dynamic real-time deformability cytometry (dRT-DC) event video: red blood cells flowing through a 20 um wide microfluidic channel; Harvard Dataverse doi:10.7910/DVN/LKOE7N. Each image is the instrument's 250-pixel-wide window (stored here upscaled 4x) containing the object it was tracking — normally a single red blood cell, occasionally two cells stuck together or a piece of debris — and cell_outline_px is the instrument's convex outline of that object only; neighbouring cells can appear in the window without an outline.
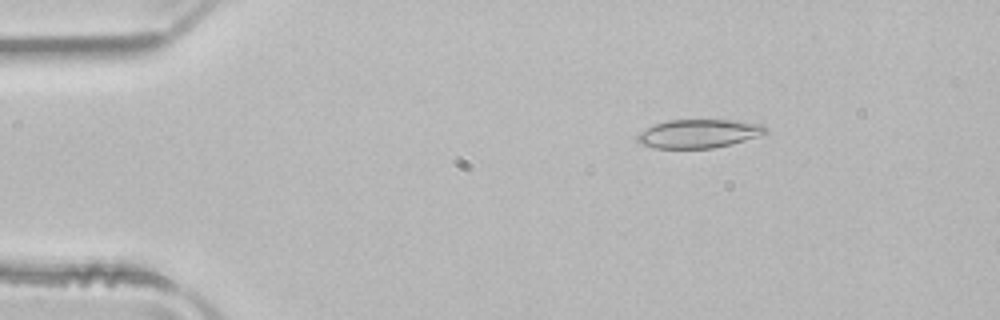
{"species": "common noctule bat (a hibernating species)", "species_latin": "Nyctalus noctula", "temperature_condition": "room temperature", "stored_images_in_passage": 50, "camera_frame_rate_fps": 3000, "um_per_image_px": 0.085, "animal": {"sex": "male", "body_mass_g": 21.5, "forearm_length_mm": 52.0}, "frame": {"image": 1, "passage_image": 7, "time_ms": 2.0, "image_size_px": [1000, 320], "cell_outline_px": [[768, 132], [732, 144], [712, 148], [656, 148], [640, 144], [636, 140], [636, 136], [640, 132], [656, 124], [668, 120], [736, 120], [764, 124], [768, 128]], "centroid_in_image_um": [59.41, 11.35], "position_along_channel_um": 25.6, "area_um2": 21.33}}
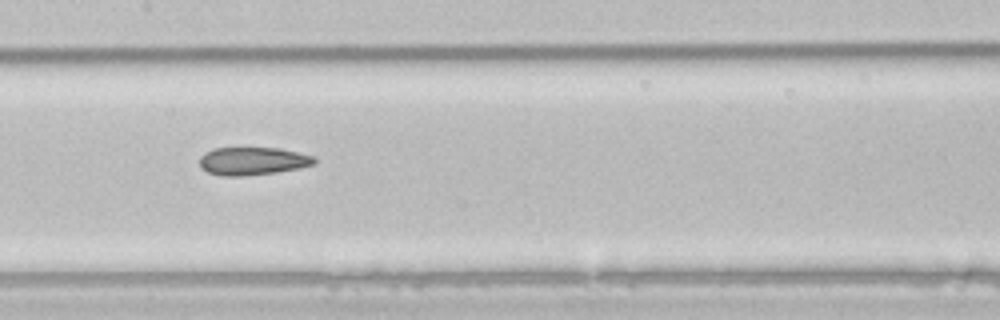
{"frame": {"image": 2, "passage_image": 24, "time_ms": 7.667, "image_size_px": [1000, 320], "cell_outline_px": [[316, 164], [300, 168], [276, 172], [244, 176], [220, 176], [208, 172], [200, 168], [200, 156], [204, 152], [216, 148], [280, 148], [316, 156]], "centroid_in_image_um": [21.49, 13.69], "position_along_channel_um": 185.9, "area_um2": 18.9}}
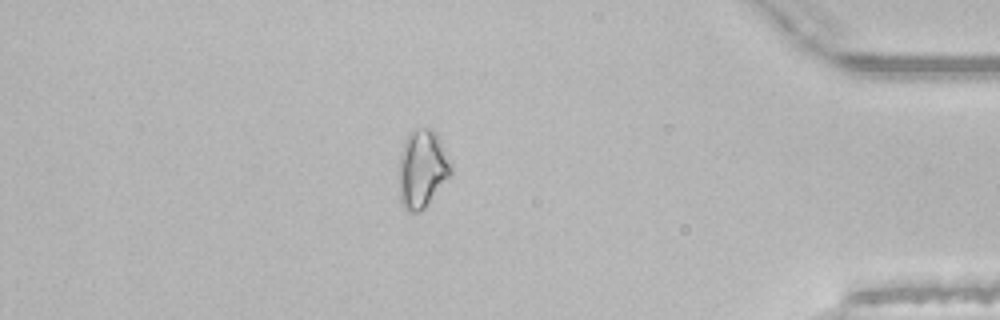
{"frame": {"image": 3, "passage_image": 43, "time_ms": 14.0, "image_size_px": [1000, 320], "cell_outline_px": [[452, 172], [424, 208], [416, 212], [408, 212], [404, 208], [400, 200], [400, 152], [408, 132], [416, 128], [432, 128], [436, 132], [452, 164]], "centroid_in_image_um": [35.88, 14.31], "position_along_channel_um": 399.3, "area_um2": 23.41}, "authors_computed_cell_mechanics": {"area_um2": 21.2126, "velocity_mm_per_s": 3.9866, "shape_relaxation_time_tau1_ms": null, "shape_relaxation_time_tau2_ms": 7.7036, "deformation_change_tau1": null, "deformation_change_tau2": 0.1475}}